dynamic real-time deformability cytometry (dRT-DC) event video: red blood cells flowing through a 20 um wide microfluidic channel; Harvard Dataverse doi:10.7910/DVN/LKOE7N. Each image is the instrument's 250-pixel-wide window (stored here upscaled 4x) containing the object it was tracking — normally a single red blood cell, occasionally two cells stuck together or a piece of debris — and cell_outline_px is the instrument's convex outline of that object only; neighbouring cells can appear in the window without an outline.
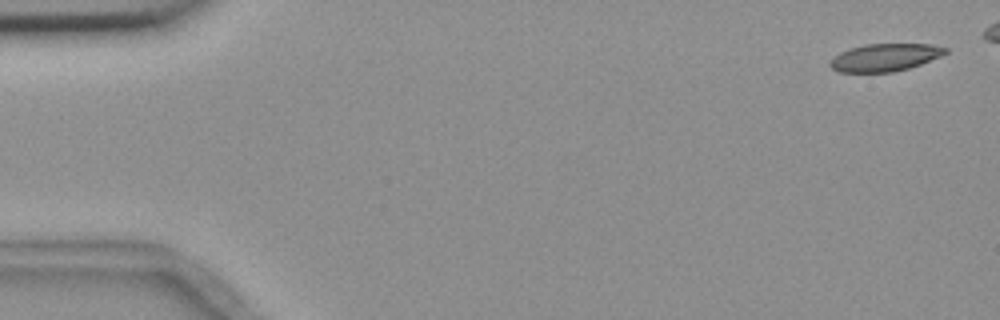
{"species": "common noctule bat (a hibernating species)", "species_latin": "Nyctalus noctula", "temperature_condition": "room temperature", "stored_images_in_passage": 6, "camera_frame_rate_fps": 3000, "um_per_image_px": 0.085, "animal": {"sex": "female", "body_mass_g": 18.4}, "frame": {"image": 1, "passage_image": 1, "time_ms": 0.0, "image_size_px": [1000, 320], "cell_outline_px": [[948, 52], [940, 56], [920, 64], [908, 68], [892, 72], [840, 72], [832, 68], [828, 64], [840, 52], [864, 44], [932, 44], [948, 48]], "centroid_in_image_um": [75.24, 4.88], "position_along_channel_um": 9.8, "area_um2": 18.32}}